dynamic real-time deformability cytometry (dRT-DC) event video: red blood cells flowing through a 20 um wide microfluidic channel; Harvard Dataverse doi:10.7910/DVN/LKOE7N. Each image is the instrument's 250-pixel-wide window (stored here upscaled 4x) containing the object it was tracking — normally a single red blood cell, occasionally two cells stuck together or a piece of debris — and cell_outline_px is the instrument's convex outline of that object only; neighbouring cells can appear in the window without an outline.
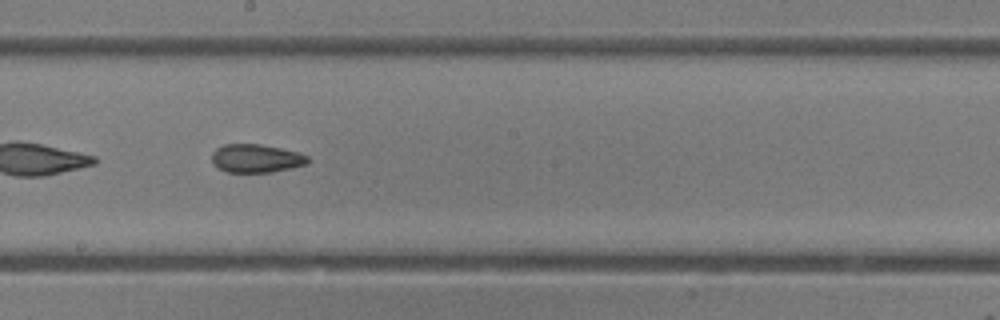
{"species": "common noctule bat (a hibernating species)", "species_latin": "Nyctalus noctula", "temperature_condition": "room temperature", "stored_images_in_passage": 38, "camera_frame_rate_fps": 3000, "um_per_image_px": 0.085, "animal": {"sex": "female"}, "frame": {"image": 1, "passage_image": 17, "time_ms": 5.333, "image_size_px": [1000, 320], "cell_outline_px": [[308, 164], [292, 168], [272, 172], [228, 172], [212, 164], [212, 152], [216, 148], [224, 144], [260, 144], [280, 148], [296, 152], [308, 156]], "centroid_in_image_um": [21.76, 13.46], "position_along_channel_um": 226.4, "area_um2": 15.84}, "authors_computed_cell_mechanics": {"area_um2": 16.6753, "velocity_mm_per_s": 4.2513, "shape_relaxation_time_tau1_ms": null, "shape_relaxation_time_tau2_ms": 2.2895, "deformation_change_tau1": null, "deformation_change_tau2": 0.0956}}